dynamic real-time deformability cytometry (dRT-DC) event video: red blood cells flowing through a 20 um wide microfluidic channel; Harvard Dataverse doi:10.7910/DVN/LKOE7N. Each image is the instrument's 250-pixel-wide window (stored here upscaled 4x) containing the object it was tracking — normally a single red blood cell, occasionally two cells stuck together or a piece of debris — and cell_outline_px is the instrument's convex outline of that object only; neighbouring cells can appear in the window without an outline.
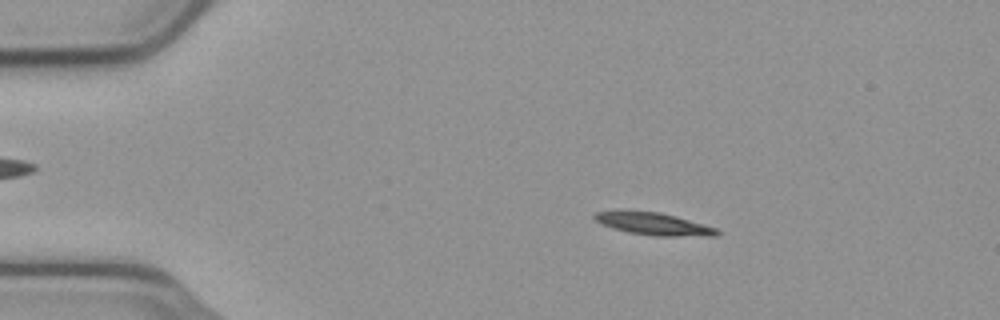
{"species": "common noctule bat (a hibernating species)", "species_latin": "Nyctalus noctula", "temperature_condition": "cold", "stored_images_in_passage": 55, "camera_frame_rate_fps": 3000, "um_per_image_px": 0.085, "animal": {"sex": "male", "body_mass_g": 23.1, "forearm_length_mm": 52.7}, "frame": {"image": 1, "passage_image": 10, "time_ms": 3.0, "image_size_px": [1000, 320], "cell_outline_px": [[720, 232], [716, 236], [652, 236], [628, 232], [612, 228], [600, 224], [592, 216], [596, 212], [616, 208], [624, 208], [660, 212], [676, 216], [716, 228]], "centroid_in_image_um": [55.44, 18.98], "position_along_channel_um": 29.6, "area_um2": 16.65}}
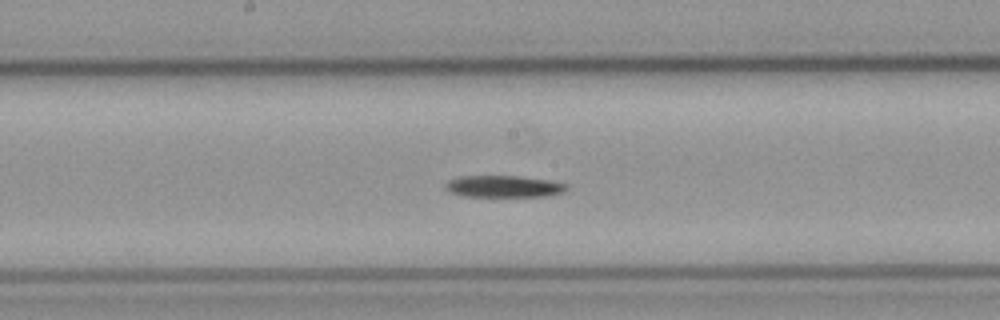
{"frame": {"image": 2, "passage_image": 29, "time_ms": 9.333, "image_size_px": [1000, 320], "cell_outline_px": [[568, 188], [564, 192], [548, 196], [464, 196], [448, 192], [444, 188], [444, 184], [448, 180], [460, 176], [520, 176], [548, 180], [568, 184]], "centroid_in_image_um": [42.79, 15.84], "position_along_channel_um": 205.4, "area_um2": 15.49}}
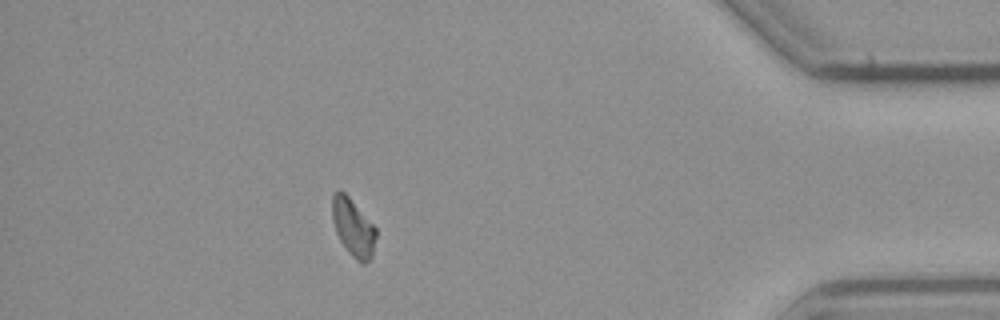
{"frame": {"image": 3, "passage_image": 49, "time_ms": 16.0, "image_size_px": [1000, 320], "cell_outline_px": [[376, 236], [372, 256], [364, 264], [360, 264], [348, 252], [340, 240], [336, 232], [332, 220], [332, 196], [340, 188], [348, 196], [376, 228]], "centroid_in_image_um": [30.01, 19.35], "position_along_channel_um": 405.2, "area_um2": 14.62}, "authors_computed_cell_mechanics": {"area_um2": 15.5482, "velocity_mm_per_s": 3.7157, "shape_relaxation_time_tau1_ms": 5.9703, "shape_relaxation_time_tau2_ms": null, "deformation_change_tau1": 0.1318, "deformation_change_tau2": null}}